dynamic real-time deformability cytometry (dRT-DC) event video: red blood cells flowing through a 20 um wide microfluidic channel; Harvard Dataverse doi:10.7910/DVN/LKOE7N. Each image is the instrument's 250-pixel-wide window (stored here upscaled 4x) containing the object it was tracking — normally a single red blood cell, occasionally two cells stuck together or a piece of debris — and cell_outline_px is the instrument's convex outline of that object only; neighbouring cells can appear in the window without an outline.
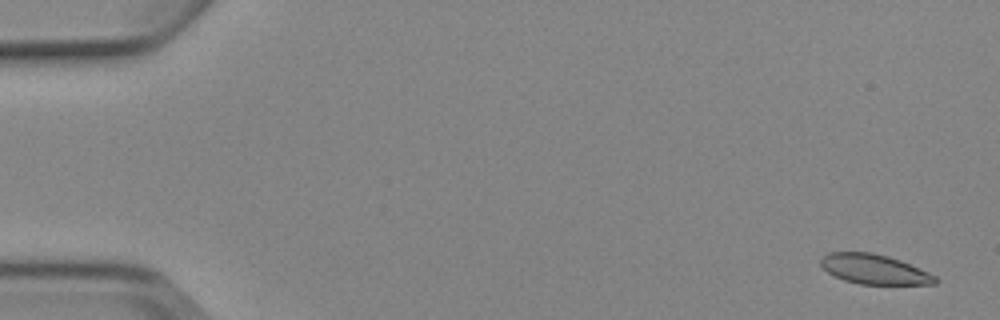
{"species": "Egyptian fruit bat (a non-hibernating species)", "species_latin": "Rousettus aegyptiacus", "temperature_condition": "cold", "stored_images_in_passage": 4, "camera_frame_rate_fps": 3000, "um_per_image_px": 0.085, "animal": {"sex": "female"}, "frame": {"image": 1, "passage_image": 1, "time_ms": 0.0, "image_size_px": [1000, 320], "cell_outline_px": [[940, 280], [936, 284], [860, 284], [844, 280], [828, 272], [820, 264], [820, 260], [828, 252], [872, 252], [888, 256], [900, 260], [928, 272], [936, 276]], "centroid_in_image_um": [74.33, 22.88], "position_along_channel_um": 10.7, "area_um2": 19.77}}
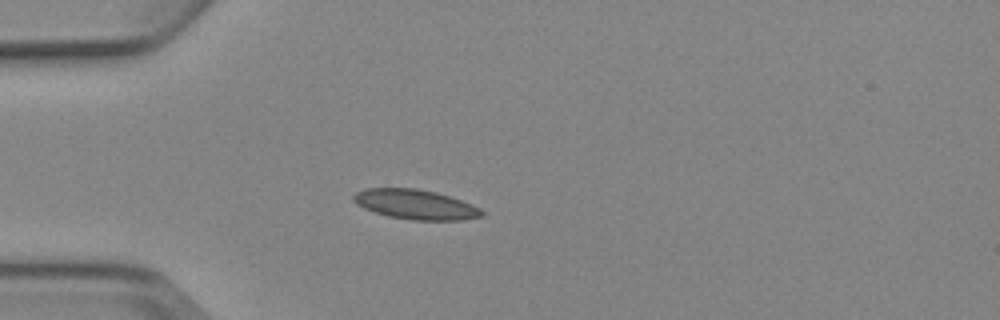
{"frame": {"image": 2, "passage_image": 4, "time_ms": 4.333, "image_size_px": [1000, 320], "cell_outline_px": [[484, 216], [460, 220], [412, 220], [388, 216], [364, 208], [356, 204], [352, 200], [352, 196], [356, 192], [364, 188], [416, 188], [436, 192], [472, 204], [480, 208], [484, 212]], "centroid_in_image_um": [35.3, 17.37], "position_along_channel_um": 49.7, "area_um2": 22.25}}